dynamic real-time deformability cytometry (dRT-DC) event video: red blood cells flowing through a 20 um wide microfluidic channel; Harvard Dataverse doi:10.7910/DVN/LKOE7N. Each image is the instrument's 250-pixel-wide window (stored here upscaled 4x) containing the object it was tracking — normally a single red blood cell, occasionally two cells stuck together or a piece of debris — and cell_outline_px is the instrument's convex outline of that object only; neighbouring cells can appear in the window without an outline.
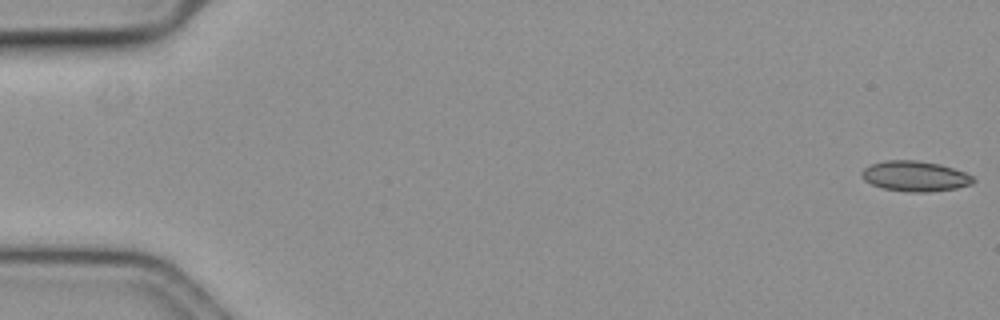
{"species": "common noctule bat (a hibernating species)", "species_latin": "Nyctalus noctula", "temperature_condition": "cold", "stored_images_in_passage": 47, "camera_frame_rate_fps": 3000, "um_per_image_px": 0.085, "animal": {"sex": "female", "body_mass_g": 19.3, "forearm_length_mm": 54.1}, "frame": {"image": 1, "passage_image": 1, "time_ms": 0.0, "image_size_px": [1000, 320], "cell_outline_px": [[976, 180], [972, 184], [956, 188], [928, 192], [912, 192], [884, 188], [872, 184], [864, 180], [860, 176], [860, 172], [864, 168], [872, 164], [884, 160], [916, 160], [940, 164], [964, 172], [972, 176]], "centroid_in_image_um": [77.77, 14.97], "position_along_channel_um": 7.2, "area_um2": 19.65}}
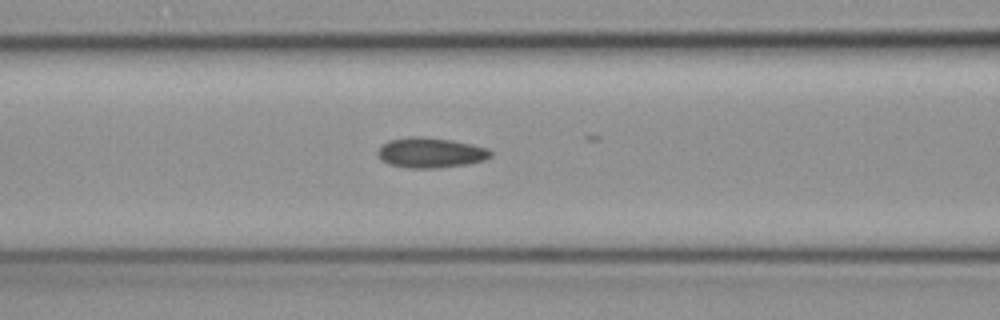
{"frame": {"image": 2, "passage_image": 25, "time_ms": 8.0, "image_size_px": [1000, 320], "cell_outline_px": [[492, 156], [484, 160], [468, 164], [436, 168], [408, 168], [388, 164], [380, 160], [376, 156], [376, 152], [380, 144], [388, 140], [412, 136], [420, 136], [452, 140], [472, 144], [488, 148], [492, 152]], "centroid_in_image_um": [36.55, 12.98], "position_along_channel_um": 130.1, "area_um2": 20.23}}
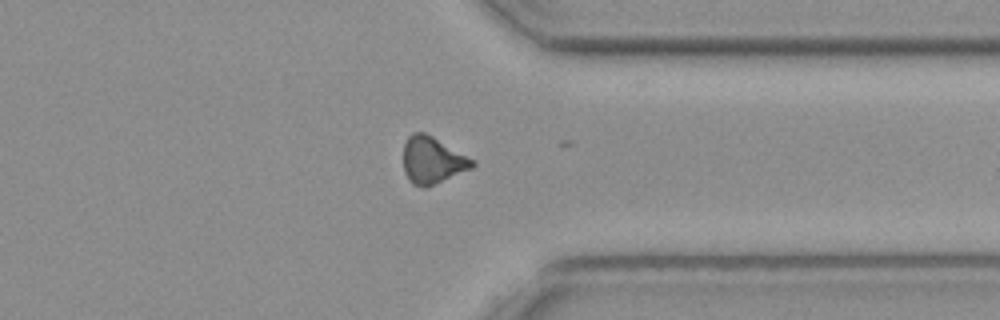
{"frame": {"image": 3, "passage_image": 46, "time_ms": 15.0, "image_size_px": [1000, 320], "cell_outline_px": [[476, 164], [472, 168], [424, 188], [412, 184], [408, 180], [404, 172], [404, 144], [408, 136], [412, 132], [424, 132], [432, 136], [476, 160]], "centroid_in_image_um": [36.75, 13.61], "position_along_channel_um": 374.7, "area_um2": 18.84}, "authors_computed_cell_mechanics": {"area_um2": 19.2474, "velocity_mm_per_s": 3.5383, "shape_relaxation_time_tau1_ms": null, "shape_relaxation_time_tau2_ms": 3.5838, "deformation_change_tau1": null, "deformation_change_tau2": 0.0858}}